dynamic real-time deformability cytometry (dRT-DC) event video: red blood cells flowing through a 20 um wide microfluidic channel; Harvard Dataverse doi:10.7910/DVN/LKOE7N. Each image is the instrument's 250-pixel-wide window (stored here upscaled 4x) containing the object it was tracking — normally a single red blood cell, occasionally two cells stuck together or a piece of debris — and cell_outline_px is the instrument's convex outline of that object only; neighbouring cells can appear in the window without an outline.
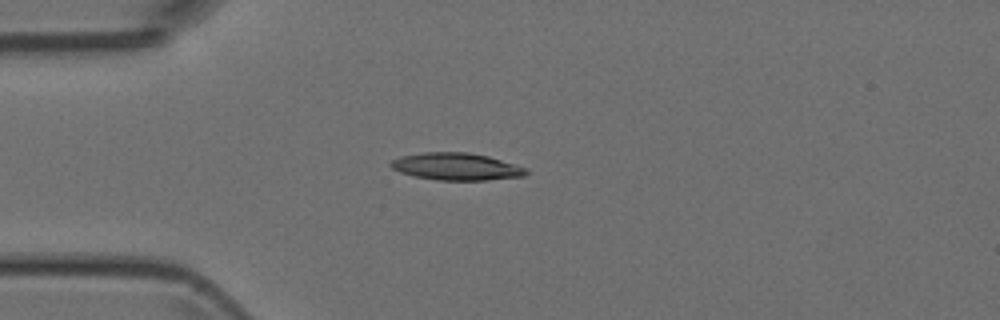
{"species": "Egyptian fruit bat (a non-hibernating species)", "species_latin": "Rousettus aegyptiacus", "temperature_condition": "room temperature", "stored_images_in_passage": 3, "camera_frame_rate_fps": 3000, "um_per_image_px": 0.085, "animal": {"sex": "female"}, "frame": {"image": 1, "passage_image": 2, "time_ms": 1.333, "image_size_px": [1000, 320], "cell_outline_px": [[528, 172], [524, 176], [488, 180], [436, 180], [416, 176], [400, 172], [392, 168], [388, 164], [392, 160], [400, 156], [424, 152], [468, 152], [488, 156], [528, 168]], "centroid_in_image_um": [38.79, 14.15], "position_along_channel_um": 46.2, "area_um2": 21.5}}